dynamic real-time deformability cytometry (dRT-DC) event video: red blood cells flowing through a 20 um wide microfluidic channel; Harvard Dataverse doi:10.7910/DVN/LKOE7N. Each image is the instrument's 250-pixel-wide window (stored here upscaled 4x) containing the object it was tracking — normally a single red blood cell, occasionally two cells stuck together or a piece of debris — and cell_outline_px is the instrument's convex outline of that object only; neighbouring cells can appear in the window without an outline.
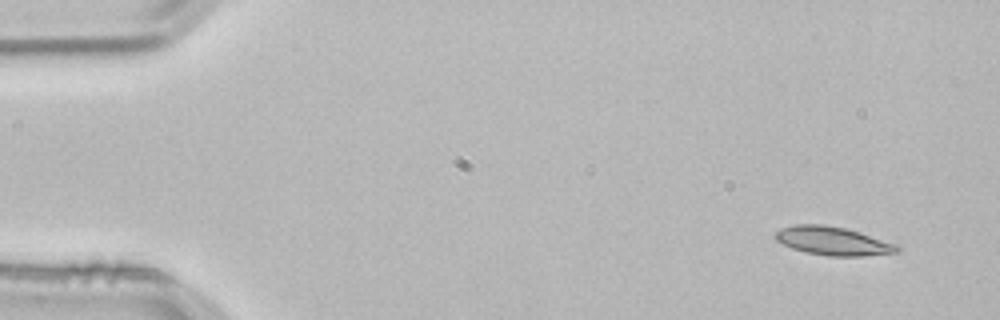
{"species": "common noctule bat (a hibernating species)", "species_latin": "Nyctalus noctula", "temperature_condition": "room temperature", "stored_images_in_passage": 3, "camera_frame_rate_fps": 3000, "um_per_image_px": 0.085, "animal": {"sex": "male", "body_mass_g": 21.5, "forearm_length_mm": 52.0}, "frame": {"image": 1, "passage_image": 1, "time_ms": 0.0, "image_size_px": [1000, 320], "cell_outline_px": [[900, 252], [864, 256], [828, 256], [804, 252], [792, 248], [776, 240], [772, 236], [780, 228], [792, 224], [824, 224], [844, 228], [860, 232], [896, 244], [900, 248]], "centroid_in_image_um": [70.77, 20.48], "position_along_channel_um": 14.2, "area_um2": 20.4}}
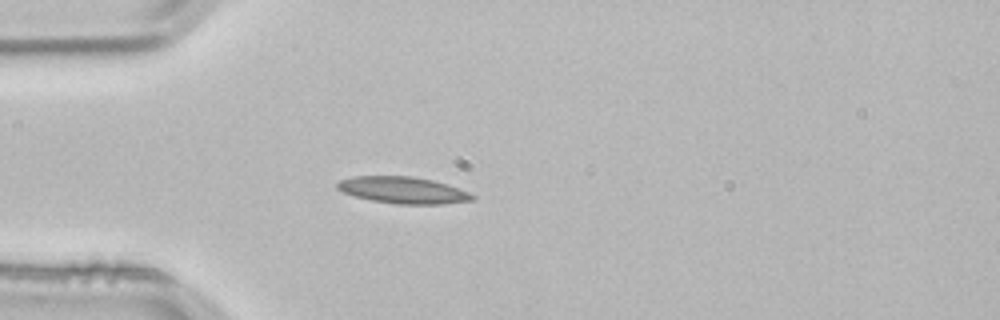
{"frame": {"image": 2, "passage_image": 3, "time_ms": 0.667, "image_size_px": [1000, 320], "cell_outline_px": [[476, 200], [440, 204], [396, 204], [372, 200], [356, 196], [344, 192], [336, 188], [336, 184], [340, 180], [352, 176], [412, 176], [432, 180], [448, 184], [468, 192], [476, 196]], "centroid_in_image_um": [34.28, 16.16], "position_along_channel_um": 50.7, "area_um2": 20.98}}